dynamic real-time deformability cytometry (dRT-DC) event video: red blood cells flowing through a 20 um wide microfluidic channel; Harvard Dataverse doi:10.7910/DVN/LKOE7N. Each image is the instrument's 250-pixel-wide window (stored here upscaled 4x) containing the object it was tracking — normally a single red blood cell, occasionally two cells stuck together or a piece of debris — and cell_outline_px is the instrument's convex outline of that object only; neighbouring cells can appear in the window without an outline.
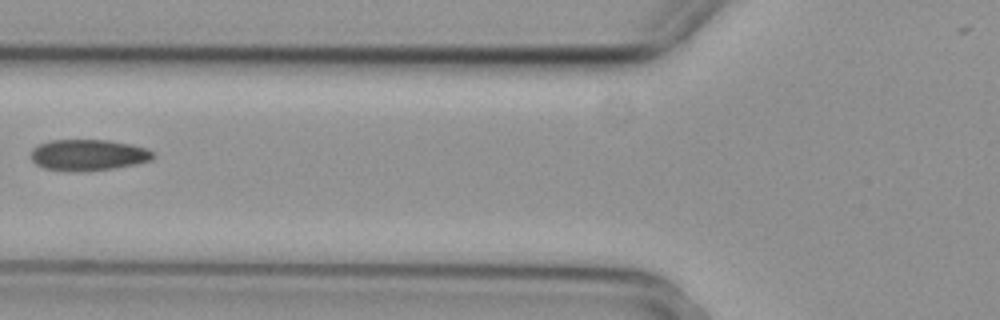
{"species": "common noctule bat (a hibernating species)", "species_latin": "Nyctalus noctula", "temperature_condition": "cold", "stored_images_in_passage": 6, "camera_frame_rate_fps": 3000, "um_per_image_px": 0.085, "animal": {"sex": "female", "body_mass_g": 29.2, "forearm_length_mm": 56.3}, "frame": {"image": 1, "passage_image": 5, "time_ms": 1.333, "image_size_px": [1000, 320], "cell_outline_px": [[156, 156], [152, 160], [136, 164], [112, 168], [44, 168], [36, 164], [32, 160], [32, 148], [48, 140], [108, 140], [132, 144], [144, 148], [152, 152]], "centroid_in_image_um": [7.55, 13.11], "position_along_channel_um": 118.3, "area_um2": 21.15}}